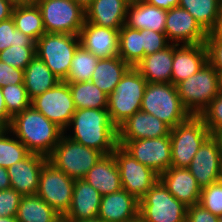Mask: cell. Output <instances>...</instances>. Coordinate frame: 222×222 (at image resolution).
Returning <instances> with one entry per match:
<instances>
[{"label": "cell", "mask_w": 222, "mask_h": 222, "mask_svg": "<svg viewBox=\"0 0 222 222\" xmlns=\"http://www.w3.org/2000/svg\"><path fill=\"white\" fill-rule=\"evenodd\" d=\"M30 153L48 157L65 133L32 105L14 115L7 126Z\"/></svg>", "instance_id": "obj_1"}, {"label": "cell", "mask_w": 222, "mask_h": 222, "mask_svg": "<svg viewBox=\"0 0 222 222\" xmlns=\"http://www.w3.org/2000/svg\"><path fill=\"white\" fill-rule=\"evenodd\" d=\"M70 126L74 132L67 137L103 155L112 154L118 146V128L107 109H77Z\"/></svg>", "instance_id": "obj_2"}, {"label": "cell", "mask_w": 222, "mask_h": 222, "mask_svg": "<svg viewBox=\"0 0 222 222\" xmlns=\"http://www.w3.org/2000/svg\"><path fill=\"white\" fill-rule=\"evenodd\" d=\"M220 87V74L208 61L198 72L176 84L183 106L193 116H200Z\"/></svg>", "instance_id": "obj_3"}, {"label": "cell", "mask_w": 222, "mask_h": 222, "mask_svg": "<svg viewBox=\"0 0 222 222\" xmlns=\"http://www.w3.org/2000/svg\"><path fill=\"white\" fill-rule=\"evenodd\" d=\"M146 79L131 67L108 96L107 110L112 123L118 128L134 113L141 110Z\"/></svg>", "instance_id": "obj_4"}, {"label": "cell", "mask_w": 222, "mask_h": 222, "mask_svg": "<svg viewBox=\"0 0 222 222\" xmlns=\"http://www.w3.org/2000/svg\"><path fill=\"white\" fill-rule=\"evenodd\" d=\"M141 111L154 115L171 129L191 116L172 83H147Z\"/></svg>", "instance_id": "obj_5"}, {"label": "cell", "mask_w": 222, "mask_h": 222, "mask_svg": "<svg viewBox=\"0 0 222 222\" xmlns=\"http://www.w3.org/2000/svg\"><path fill=\"white\" fill-rule=\"evenodd\" d=\"M102 156L101 152L70 139L64 133L47 159L56 169L77 180L84 179Z\"/></svg>", "instance_id": "obj_6"}, {"label": "cell", "mask_w": 222, "mask_h": 222, "mask_svg": "<svg viewBox=\"0 0 222 222\" xmlns=\"http://www.w3.org/2000/svg\"><path fill=\"white\" fill-rule=\"evenodd\" d=\"M79 45V35L44 33L36 41V56L43 60L58 79L65 81Z\"/></svg>", "instance_id": "obj_7"}, {"label": "cell", "mask_w": 222, "mask_h": 222, "mask_svg": "<svg viewBox=\"0 0 222 222\" xmlns=\"http://www.w3.org/2000/svg\"><path fill=\"white\" fill-rule=\"evenodd\" d=\"M187 208L159 180L139 200L138 218L142 222H186Z\"/></svg>", "instance_id": "obj_8"}, {"label": "cell", "mask_w": 222, "mask_h": 222, "mask_svg": "<svg viewBox=\"0 0 222 222\" xmlns=\"http://www.w3.org/2000/svg\"><path fill=\"white\" fill-rule=\"evenodd\" d=\"M211 133L200 116L191 115L170 131L172 165L187 168Z\"/></svg>", "instance_id": "obj_9"}, {"label": "cell", "mask_w": 222, "mask_h": 222, "mask_svg": "<svg viewBox=\"0 0 222 222\" xmlns=\"http://www.w3.org/2000/svg\"><path fill=\"white\" fill-rule=\"evenodd\" d=\"M46 33L79 35L85 10L73 0H36Z\"/></svg>", "instance_id": "obj_10"}, {"label": "cell", "mask_w": 222, "mask_h": 222, "mask_svg": "<svg viewBox=\"0 0 222 222\" xmlns=\"http://www.w3.org/2000/svg\"><path fill=\"white\" fill-rule=\"evenodd\" d=\"M74 181L47 161L42 168L36 194L60 216H65L71 204Z\"/></svg>", "instance_id": "obj_11"}, {"label": "cell", "mask_w": 222, "mask_h": 222, "mask_svg": "<svg viewBox=\"0 0 222 222\" xmlns=\"http://www.w3.org/2000/svg\"><path fill=\"white\" fill-rule=\"evenodd\" d=\"M31 105L64 132L76 111L69 83L65 81H60L53 88L33 98Z\"/></svg>", "instance_id": "obj_12"}, {"label": "cell", "mask_w": 222, "mask_h": 222, "mask_svg": "<svg viewBox=\"0 0 222 222\" xmlns=\"http://www.w3.org/2000/svg\"><path fill=\"white\" fill-rule=\"evenodd\" d=\"M112 154L119 168L122 188L137 200L159 181V174L141 164L121 146L118 145Z\"/></svg>", "instance_id": "obj_13"}, {"label": "cell", "mask_w": 222, "mask_h": 222, "mask_svg": "<svg viewBox=\"0 0 222 222\" xmlns=\"http://www.w3.org/2000/svg\"><path fill=\"white\" fill-rule=\"evenodd\" d=\"M118 145L159 175L172 165L170 135L151 139L118 141Z\"/></svg>", "instance_id": "obj_14"}, {"label": "cell", "mask_w": 222, "mask_h": 222, "mask_svg": "<svg viewBox=\"0 0 222 222\" xmlns=\"http://www.w3.org/2000/svg\"><path fill=\"white\" fill-rule=\"evenodd\" d=\"M164 33L171 43L200 44L205 43L207 32L195 18L179 6L167 10Z\"/></svg>", "instance_id": "obj_15"}, {"label": "cell", "mask_w": 222, "mask_h": 222, "mask_svg": "<svg viewBox=\"0 0 222 222\" xmlns=\"http://www.w3.org/2000/svg\"><path fill=\"white\" fill-rule=\"evenodd\" d=\"M187 169L201 189L221 180L222 159L217 141L212 135L198 149Z\"/></svg>", "instance_id": "obj_16"}, {"label": "cell", "mask_w": 222, "mask_h": 222, "mask_svg": "<svg viewBox=\"0 0 222 222\" xmlns=\"http://www.w3.org/2000/svg\"><path fill=\"white\" fill-rule=\"evenodd\" d=\"M47 161V157L43 155L29 153L23 160L9 167L7 170L11 188L22 196L36 194L40 174Z\"/></svg>", "instance_id": "obj_17"}, {"label": "cell", "mask_w": 222, "mask_h": 222, "mask_svg": "<svg viewBox=\"0 0 222 222\" xmlns=\"http://www.w3.org/2000/svg\"><path fill=\"white\" fill-rule=\"evenodd\" d=\"M207 61L208 52L205 43L181 45L173 43L171 83L176 85L189 78L198 72Z\"/></svg>", "instance_id": "obj_18"}, {"label": "cell", "mask_w": 222, "mask_h": 222, "mask_svg": "<svg viewBox=\"0 0 222 222\" xmlns=\"http://www.w3.org/2000/svg\"><path fill=\"white\" fill-rule=\"evenodd\" d=\"M171 128L152 114L137 111L118 127V141L151 139L170 135Z\"/></svg>", "instance_id": "obj_19"}, {"label": "cell", "mask_w": 222, "mask_h": 222, "mask_svg": "<svg viewBox=\"0 0 222 222\" xmlns=\"http://www.w3.org/2000/svg\"><path fill=\"white\" fill-rule=\"evenodd\" d=\"M80 44L99 59L112 58L119 53V31L84 22L79 34Z\"/></svg>", "instance_id": "obj_20"}, {"label": "cell", "mask_w": 222, "mask_h": 222, "mask_svg": "<svg viewBox=\"0 0 222 222\" xmlns=\"http://www.w3.org/2000/svg\"><path fill=\"white\" fill-rule=\"evenodd\" d=\"M159 180L177 200L186 206L200 202L202 189L187 168L171 166L159 175Z\"/></svg>", "instance_id": "obj_21"}, {"label": "cell", "mask_w": 222, "mask_h": 222, "mask_svg": "<svg viewBox=\"0 0 222 222\" xmlns=\"http://www.w3.org/2000/svg\"><path fill=\"white\" fill-rule=\"evenodd\" d=\"M139 200L123 188L102 196L98 218L104 222H131L138 218Z\"/></svg>", "instance_id": "obj_22"}, {"label": "cell", "mask_w": 222, "mask_h": 222, "mask_svg": "<svg viewBox=\"0 0 222 222\" xmlns=\"http://www.w3.org/2000/svg\"><path fill=\"white\" fill-rule=\"evenodd\" d=\"M102 195L85 179L74 181L69 211L64 216L68 221L87 220L98 217Z\"/></svg>", "instance_id": "obj_23"}, {"label": "cell", "mask_w": 222, "mask_h": 222, "mask_svg": "<svg viewBox=\"0 0 222 222\" xmlns=\"http://www.w3.org/2000/svg\"><path fill=\"white\" fill-rule=\"evenodd\" d=\"M130 0H93L85 9V21L120 30L125 25Z\"/></svg>", "instance_id": "obj_24"}, {"label": "cell", "mask_w": 222, "mask_h": 222, "mask_svg": "<svg viewBox=\"0 0 222 222\" xmlns=\"http://www.w3.org/2000/svg\"><path fill=\"white\" fill-rule=\"evenodd\" d=\"M166 15L167 10L148 4L144 0H133L128 5L125 26L164 32Z\"/></svg>", "instance_id": "obj_25"}, {"label": "cell", "mask_w": 222, "mask_h": 222, "mask_svg": "<svg viewBox=\"0 0 222 222\" xmlns=\"http://www.w3.org/2000/svg\"><path fill=\"white\" fill-rule=\"evenodd\" d=\"M84 179L102 196L122 189L119 168L113 154L103 155Z\"/></svg>", "instance_id": "obj_26"}, {"label": "cell", "mask_w": 222, "mask_h": 222, "mask_svg": "<svg viewBox=\"0 0 222 222\" xmlns=\"http://www.w3.org/2000/svg\"><path fill=\"white\" fill-rule=\"evenodd\" d=\"M173 43L161 51L149 54L135 66L148 83H171Z\"/></svg>", "instance_id": "obj_27"}, {"label": "cell", "mask_w": 222, "mask_h": 222, "mask_svg": "<svg viewBox=\"0 0 222 222\" xmlns=\"http://www.w3.org/2000/svg\"><path fill=\"white\" fill-rule=\"evenodd\" d=\"M130 68L120 56L102 58L99 59L90 81L109 96Z\"/></svg>", "instance_id": "obj_28"}, {"label": "cell", "mask_w": 222, "mask_h": 222, "mask_svg": "<svg viewBox=\"0 0 222 222\" xmlns=\"http://www.w3.org/2000/svg\"><path fill=\"white\" fill-rule=\"evenodd\" d=\"M61 80L46 66L43 60L35 56L24 70V87L29 98L43 94L56 86Z\"/></svg>", "instance_id": "obj_29"}, {"label": "cell", "mask_w": 222, "mask_h": 222, "mask_svg": "<svg viewBox=\"0 0 222 222\" xmlns=\"http://www.w3.org/2000/svg\"><path fill=\"white\" fill-rule=\"evenodd\" d=\"M60 215L37 194L22 196L17 222H54Z\"/></svg>", "instance_id": "obj_30"}, {"label": "cell", "mask_w": 222, "mask_h": 222, "mask_svg": "<svg viewBox=\"0 0 222 222\" xmlns=\"http://www.w3.org/2000/svg\"><path fill=\"white\" fill-rule=\"evenodd\" d=\"M12 19L17 30L32 37L36 41L46 33L43 26L42 13L37 4L14 6Z\"/></svg>", "instance_id": "obj_31"}, {"label": "cell", "mask_w": 222, "mask_h": 222, "mask_svg": "<svg viewBox=\"0 0 222 222\" xmlns=\"http://www.w3.org/2000/svg\"><path fill=\"white\" fill-rule=\"evenodd\" d=\"M74 106L77 109H107L108 95L92 81L69 83Z\"/></svg>", "instance_id": "obj_32"}, {"label": "cell", "mask_w": 222, "mask_h": 222, "mask_svg": "<svg viewBox=\"0 0 222 222\" xmlns=\"http://www.w3.org/2000/svg\"><path fill=\"white\" fill-rule=\"evenodd\" d=\"M131 67H135L144 57L142 30L123 25L119 30V53Z\"/></svg>", "instance_id": "obj_33"}, {"label": "cell", "mask_w": 222, "mask_h": 222, "mask_svg": "<svg viewBox=\"0 0 222 222\" xmlns=\"http://www.w3.org/2000/svg\"><path fill=\"white\" fill-rule=\"evenodd\" d=\"M222 0H179V7L186 9L208 32L215 24Z\"/></svg>", "instance_id": "obj_34"}, {"label": "cell", "mask_w": 222, "mask_h": 222, "mask_svg": "<svg viewBox=\"0 0 222 222\" xmlns=\"http://www.w3.org/2000/svg\"><path fill=\"white\" fill-rule=\"evenodd\" d=\"M98 61V57L80 44L73 55L70 71L65 82L76 83L90 81Z\"/></svg>", "instance_id": "obj_35"}, {"label": "cell", "mask_w": 222, "mask_h": 222, "mask_svg": "<svg viewBox=\"0 0 222 222\" xmlns=\"http://www.w3.org/2000/svg\"><path fill=\"white\" fill-rule=\"evenodd\" d=\"M8 133L10 130L7 127L0 130V166L6 169L23 160L30 153L19 139L10 138Z\"/></svg>", "instance_id": "obj_36"}, {"label": "cell", "mask_w": 222, "mask_h": 222, "mask_svg": "<svg viewBox=\"0 0 222 222\" xmlns=\"http://www.w3.org/2000/svg\"><path fill=\"white\" fill-rule=\"evenodd\" d=\"M12 45L36 47V40L17 30L11 17L0 22V52Z\"/></svg>", "instance_id": "obj_37"}, {"label": "cell", "mask_w": 222, "mask_h": 222, "mask_svg": "<svg viewBox=\"0 0 222 222\" xmlns=\"http://www.w3.org/2000/svg\"><path fill=\"white\" fill-rule=\"evenodd\" d=\"M8 114L13 117L31 106L24 85H7L1 88Z\"/></svg>", "instance_id": "obj_38"}, {"label": "cell", "mask_w": 222, "mask_h": 222, "mask_svg": "<svg viewBox=\"0 0 222 222\" xmlns=\"http://www.w3.org/2000/svg\"><path fill=\"white\" fill-rule=\"evenodd\" d=\"M35 56L36 47H23V45H12L0 52L1 61L21 70H25Z\"/></svg>", "instance_id": "obj_39"}, {"label": "cell", "mask_w": 222, "mask_h": 222, "mask_svg": "<svg viewBox=\"0 0 222 222\" xmlns=\"http://www.w3.org/2000/svg\"><path fill=\"white\" fill-rule=\"evenodd\" d=\"M199 204L217 217L222 214L221 180L202 189Z\"/></svg>", "instance_id": "obj_40"}, {"label": "cell", "mask_w": 222, "mask_h": 222, "mask_svg": "<svg viewBox=\"0 0 222 222\" xmlns=\"http://www.w3.org/2000/svg\"><path fill=\"white\" fill-rule=\"evenodd\" d=\"M200 117L211 134L222 130V87Z\"/></svg>", "instance_id": "obj_41"}, {"label": "cell", "mask_w": 222, "mask_h": 222, "mask_svg": "<svg viewBox=\"0 0 222 222\" xmlns=\"http://www.w3.org/2000/svg\"><path fill=\"white\" fill-rule=\"evenodd\" d=\"M170 44L171 42L167 39L164 32H156L149 29L142 30L144 56L161 51Z\"/></svg>", "instance_id": "obj_42"}, {"label": "cell", "mask_w": 222, "mask_h": 222, "mask_svg": "<svg viewBox=\"0 0 222 222\" xmlns=\"http://www.w3.org/2000/svg\"><path fill=\"white\" fill-rule=\"evenodd\" d=\"M21 198L13 188L0 190V217H16Z\"/></svg>", "instance_id": "obj_43"}, {"label": "cell", "mask_w": 222, "mask_h": 222, "mask_svg": "<svg viewBox=\"0 0 222 222\" xmlns=\"http://www.w3.org/2000/svg\"><path fill=\"white\" fill-rule=\"evenodd\" d=\"M24 70L10 66L0 60V87L24 85Z\"/></svg>", "instance_id": "obj_44"}, {"label": "cell", "mask_w": 222, "mask_h": 222, "mask_svg": "<svg viewBox=\"0 0 222 222\" xmlns=\"http://www.w3.org/2000/svg\"><path fill=\"white\" fill-rule=\"evenodd\" d=\"M186 222H219L218 217L205 209L201 204L187 208Z\"/></svg>", "instance_id": "obj_45"}, {"label": "cell", "mask_w": 222, "mask_h": 222, "mask_svg": "<svg viewBox=\"0 0 222 222\" xmlns=\"http://www.w3.org/2000/svg\"><path fill=\"white\" fill-rule=\"evenodd\" d=\"M208 62L218 71L222 70V41L206 40Z\"/></svg>", "instance_id": "obj_46"}, {"label": "cell", "mask_w": 222, "mask_h": 222, "mask_svg": "<svg viewBox=\"0 0 222 222\" xmlns=\"http://www.w3.org/2000/svg\"><path fill=\"white\" fill-rule=\"evenodd\" d=\"M206 40L222 41V3L220 5L214 26L207 32Z\"/></svg>", "instance_id": "obj_47"}, {"label": "cell", "mask_w": 222, "mask_h": 222, "mask_svg": "<svg viewBox=\"0 0 222 222\" xmlns=\"http://www.w3.org/2000/svg\"><path fill=\"white\" fill-rule=\"evenodd\" d=\"M12 117L8 114L7 108L5 106L4 96L0 87V123L7 127L11 122Z\"/></svg>", "instance_id": "obj_48"}, {"label": "cell", "mask_w": 222, "mask_h": 222, "mask_svg": "<svg viewBox=\"0 0 222 222\" xmlns=\"http://www.w3.org/2000/svg\"><path fill=\"white\" fill-rule=\"evenodd\" d=\"M13 8L8 0H0V22L12 17Z\"/></svg>", "instance_id": "obj_49"}, {"label": "cell", "mask_w": 222, "mask_h": 222, "mask_svg": "<svg viewBox=\"0 0 222 222\" xmlns=\"http://www.w3.org/2000/svg\"><path fill=\"white\" fill-rule=\"evenodd\" d=\"M148 4L154 5L164 10H170L179 5V0H144Z\"/></svg>", "instance_id": "obj_50"}, {"label": "cell", "mask_w": 222, "mask_h": 222, "mask_svg": "<svg viewBox=\"0 0 222 222\" xmlns=\"http://www.w3.org/2000/svg\"><path fill=\"white\" fill-rule=\"evenodd\" d=\"M11 188L8 170L0 166V190Z\"/></svg>", "instance_id": "obj_51"}, {"label": "cell", "mask_w": 222, "mask_h": 222, "mask_svg": "<svg viewBox=\"0 0 222 222\" xmlns=\"http://www.w3.org/2000/svg\"><path fill=\"white\" fill-rule=\"evenodd\" d=\"M213 138L217 141L220 154H221V159H222V130H218L214 133L211 134Z\"/></svg>", "instance_id": "obj_52"}, {"label": "cell", "mask_w": 222, "mask_h": 222, "mask_svg": "<svg viewBox=\"0 0 222 222\" xmlns=\"http://www.w3.org/2000/svg\"><path fill=\"white\" fill-rule=\"evenodd\" d=\"M13 6L32 5L36 0H8Z\"/></svg>", "instance_id": "obj_53"}, {"label": "cell", "mask_w": 222, "mask_h": 222, "mask_svg": "<svg viewBox=\"0 0 222 222\" xmlns=\"http://www.w3.org/2000/svg\"><path fill=\"white\" fill-rule=\"evenodd\" d=\"M79 4L84 10L92 3L93 0H73Z\"/></svg>", "instance_id": "obj_54"}, {"label": "cell", "mask_w": 222, "mask_h": 222, "mask_svg": "<svg viewBox=\"0 0 222 222\" xmlns=\"http://www.w3.org/2000/svg\"><path fill=\"white\" fill-rule=\"evenodd\" d=\"M0 222H17V219L16 217H10V216H7V217H0Z\"/></svg>", "instance_id": "obj_55"}, {"label": "cell", "mask_w": 222, "mask_h": 222, "mask_svg": "<svg viewBox=\"0 0 222 222\" xmlns=\"http://www.w3.org/2000/svg\"><path fill=\"white\" fill-rule=\"evenodd\" d=\"M69 222H104L102 219H99L98 217L93 219H87V220H79V221H69Z\"/></svg>", "instance_id": "obj_56"}, {"label": "cell", "mask_w": 222, "mask_h": 222, "mask_svg": "<svg viewBox=\"0 0 222 222\" xmlns=\"http://www.w3.org/2000/svg\"><path fill=\"white\" fill-rule=\"evenodd\" d=\"M54 222H69L64 216H60L57 220Z\"/></svg>", "instance_id": "obj_57"}, {"label": "cell", "mask_w": 222, "mask_h": 222, "mask_svg": "<svg viewBox=\"0 0 222 222\" xmlns=\"http://www.w3.org/2000/svg\"><path fill=\"white\" fill-rule=\"evenodd\" d=\"M220 74V86L222 87V70L219 72Z\"/></svg>", "instance_id": "obj_58"}, {"label": "cell", "mask_w": 222, "mask_h": 222, "mask_svg": "<svg viewBox=\"0 0 222 222\" xmlns=\"http://www.w3.org/2000/svg\"><path fill=\"white\" fill-rule=\"evenodd\" d=\"M218 221L222 222V214L220 216H218Z\"/></svg>", "instance_id": "obj_59"}, {"label": "cell", "mask_w": 222, "mask_h": 222, "mask_svg": "<svg viewBox=\"0 0 222 222\" xmlns=\"http://www.w3.org/2000/svg\"><path fill=\"white\" fill-rule=\"evenodd\" d=\"M131 222H142V221L139 218H137L136 220L131 221Z\"/></svg>", "instance_id": "obj_60"}, {"label": "cell", "mask_w": 222, "mask_h": 222, "mask_svg": "<svg viewBox=\"0 0 222 222\" xmlns=\"http://www.w3.org/2000/svg\"><path fill=\"white\" fill-rule=\"evenodd\" d=\"M4 126L0 123V130L3 128Z\"/></svg>", "instance_id": "obj_61"}]
</instances>
